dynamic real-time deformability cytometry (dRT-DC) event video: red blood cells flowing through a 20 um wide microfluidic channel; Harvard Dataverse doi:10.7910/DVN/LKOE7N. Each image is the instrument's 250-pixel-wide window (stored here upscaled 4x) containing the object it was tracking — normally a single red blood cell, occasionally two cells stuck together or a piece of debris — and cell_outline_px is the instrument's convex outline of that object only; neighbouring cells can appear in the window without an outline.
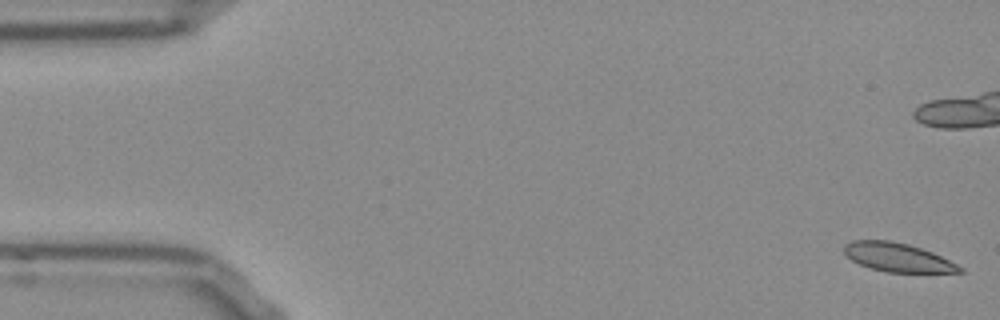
{"species": "Egyptian fruit bat (a non-hibernating species)", "species_latin": "Rousettus aegyptiacus", "temperature_condition": "room temperature", "stored_images_in_passage": 54, "camera_frame_rate_fps": 3000, "um_per_image_px": 0.085, "frame": {"image": 1, "passage_image": 1, "time_ms": 0.0, "image_size_px": [1000, 320], "cell_outline_px": [[964, 272], [888, 272], [872, 268], [860, 264], [852, 260], [844, 252], [844, 244], [852, 240], [888, 240], [908, 244], [932, 252], [964, 268]], "centroid_in_image_um": [76.28, 21.87], "position_along_channel_um": 8.7, "area_um2": 19.07}, "authors_computed_cell_mechanics": {"area_um2": 20.2589, "velocity_mm_per_s": 3.7712, "shape_relaxation_time_tau1_ms": null, "shape_relaxation_time_tau2_ms": 2.5693, "deformation_change_tau1": null, "deformation_change_tau2": 0.0505}}